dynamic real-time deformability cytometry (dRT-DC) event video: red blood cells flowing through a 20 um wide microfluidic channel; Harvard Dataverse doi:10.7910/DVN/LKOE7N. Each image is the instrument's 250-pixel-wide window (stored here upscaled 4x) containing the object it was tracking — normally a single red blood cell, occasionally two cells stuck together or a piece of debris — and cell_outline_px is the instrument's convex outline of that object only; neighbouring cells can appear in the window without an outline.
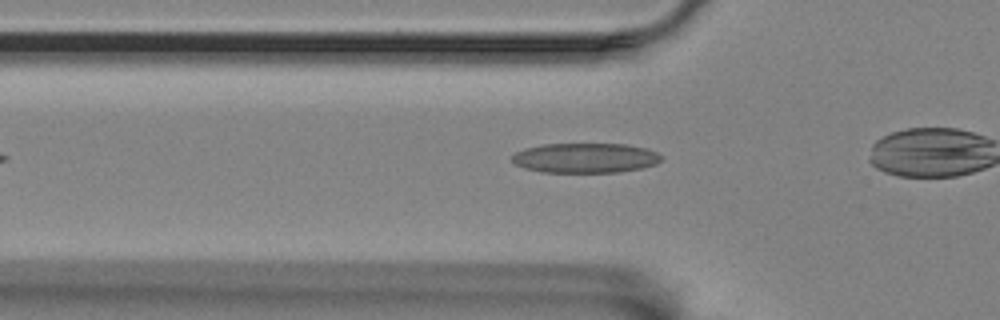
{"species": "Egyptian fruit bat (a non-hibernating species)", "species_latin": "Rousettus aegyptiacus", "temperature_condition": "room temperature", "stored_images_in_passage": 28, "camera_frame_rate_fps": 3000, "um_per_image_px": 0.085, "animal": {"sex": "female"}, "frame": {"image": 1, "passage_image": 2, "time_ms": 0.333, "image_size_px": [1000, 320], "cell_outline_px": [[664, 156], [656, 164], [640, 168], [620, 172], [540, 172], [524, 168], [516, 164], [512, 160], [512, 156], [516, 152], [524, 148], [544, 144], [624, 144], [648, 148]], "centroid_in_image_um": [49.76, 13.42], "position_along_channel_um": 76.0, "area_um2": 26.01}}
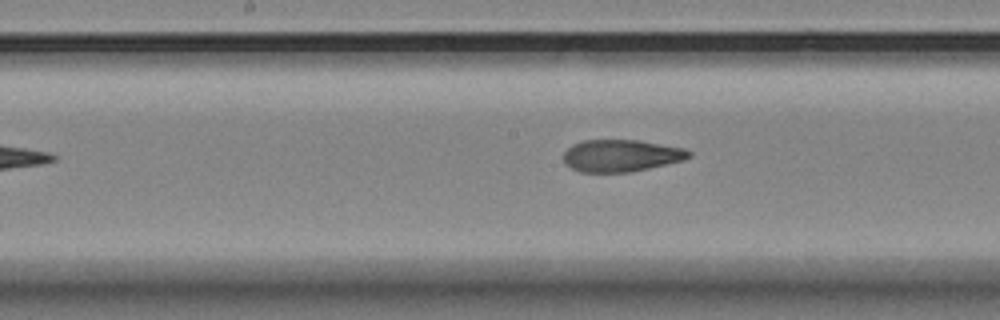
{"frame": {"image": 2, "passage_image": 12, "time_ms": 3.667, "image_size_px": [1000, 320], "cell_outline_px": [[692, 156], [684, 160], [648, 168], [628, 172], [580, 172], [572, 168], [564, 160], [564, 152], [572, 144], [584, 140], [636, 140], [684, 148], [692, 152]], "centroid_in_image_um": [52.81, 13.22], "position_along_channel_um": 195.4, "area_um2": 23.24}}
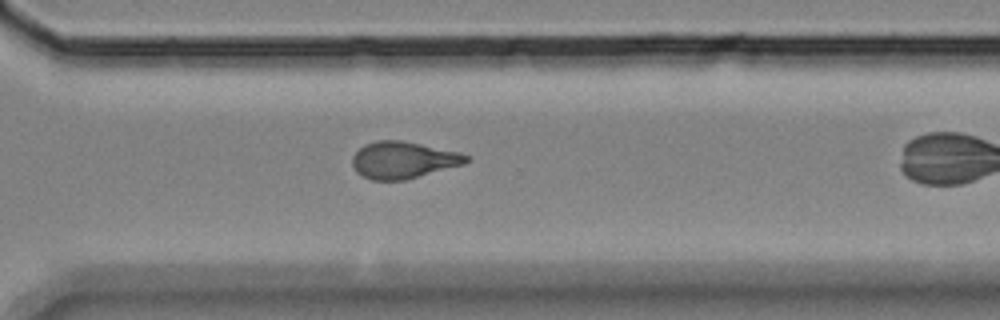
{"frame": {"image": 3, "passage_image": 24, "time_ms": 7.667, "image_size_px": [1000, 320], "cell_outline_px": [[472, 160], [464, 164], [404, 180], [372, 180], [356, 172], [352, 164], [352, 156], [364, 144], [376, 140], [400, 140], [460, 152], [472, 156]], "centroid_in_image_um": [34.3, 13.59], "position_along_channel_um": 336.3, "area_um2": 24.51}}